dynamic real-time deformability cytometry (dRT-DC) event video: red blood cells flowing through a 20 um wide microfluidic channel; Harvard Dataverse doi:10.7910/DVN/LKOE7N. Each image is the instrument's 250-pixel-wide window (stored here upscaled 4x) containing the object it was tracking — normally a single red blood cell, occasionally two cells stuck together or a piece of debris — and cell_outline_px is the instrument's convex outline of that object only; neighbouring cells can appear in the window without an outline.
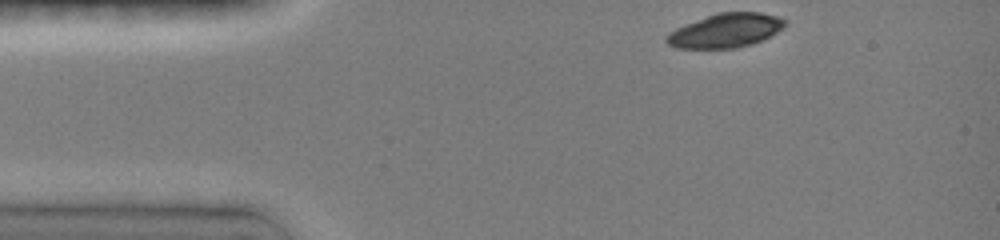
{"species": "common noctule bat (a hibernating species)", "species_latin": "Nyctalus noctula", "temperature_condition": "room temperature", "stored_images_in_passage": 44, "camera_frame_rate_fps": 3000, "um_per_image_px": 0.085, "animal": {"sex": "female", "body_mass_g": 19.0, "forearm_length_mm": 51.5}, "frame": {"image": 1, "passage_image": 1, "time_ms": 0.0, "image_size_px": [1000, 240], "cell_outline_px": [[784, 28], [752, 44], [736, 48], [676, 48], [668, 44], [664, 40], [664, 36], [668, 32], [676, 28], [716, 12], [760, 12], [780, 16], [784, 20]], "centroid_in_image_um": [61.63, 2.59], "position_along_channel_um": 23.4, "area_um2": 23.47}}
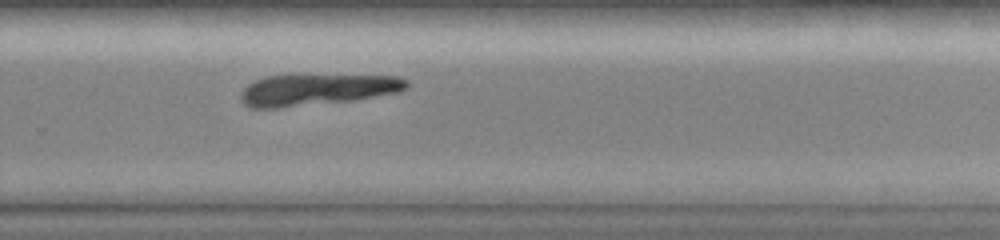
{"frame": {"image": 2, "passage_image": 31, "time_ms": 8.333, "image_size_px": [1000, 240], "cell_outline_px": [[408, 88], [400, 92], [356, 100], [280, 108], [252, 108], [244, 104], [240, 100], [240, 92], [248, 84], [264, 76], [292, 72], [304, 72], [396, 76], [408, 80]], "centroid_in_image_um": [26.94, 7.56], "position_along_channel_um": 302.9, "area_um2": 32.25}}
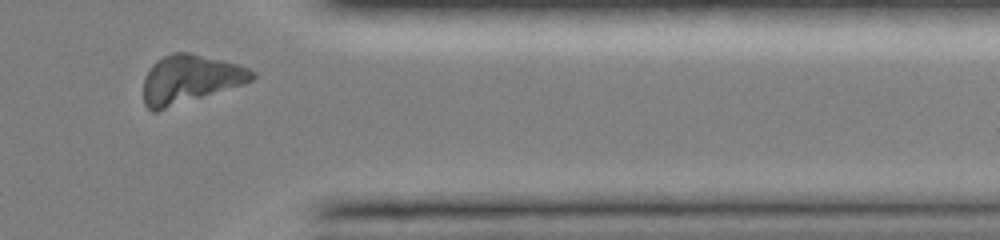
{"frame": {"image": 3, "passage_image": 40, "time_ms": 10.667, "image_size_px": [1000, 240], "cell_outline_px": [[256, 76], [252, 80], [244, 84], [156, 112], [152, 112], [144, 104], [144, 80], [152, 64], [156, 60], [172, 52], [188, 52], [236, 64], [248, 68], [256, 72]], "centroid_in_image_um": [16.14, 6.74], "position_along_channel_um": 395.3, "area_um2": 30.46}}